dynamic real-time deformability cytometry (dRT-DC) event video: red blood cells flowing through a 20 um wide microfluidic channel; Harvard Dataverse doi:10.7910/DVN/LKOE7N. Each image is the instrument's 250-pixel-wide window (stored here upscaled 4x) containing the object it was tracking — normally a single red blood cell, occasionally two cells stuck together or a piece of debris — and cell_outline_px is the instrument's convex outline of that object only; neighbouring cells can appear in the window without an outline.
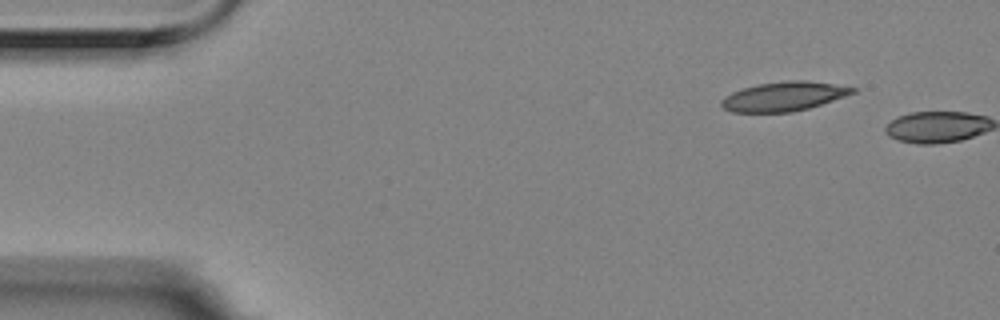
{"species": "Egyptian fruit bat (a non-hibernating species)", "species_latin": "Rousettus aegyptiacus", "temperature_condition": "room temperature", "stored_images_in_passage": 2, "camera_frame_rate_fps": 3000, "um_per_image_px": 0.085, "animal": {"sex": "female"}, "frame": {"image": 1, "passage_image": 1, "time_ms": 0.0, "image_size_px": [1000, 320], "cell_outline_px": [[856, 92], [808, 108], [792, 112], [732, 112], [724, 108], [720, 104], [720, 100], [724, 96], [732, 92], [744, 88], [760, 84], [788, 80], [804, 80], [832, 84], [856, 88]], "centroid_in_image_um": [66.58, 8.2], "position_along_channel_um": 18.4, "area_um2": 22.02}}